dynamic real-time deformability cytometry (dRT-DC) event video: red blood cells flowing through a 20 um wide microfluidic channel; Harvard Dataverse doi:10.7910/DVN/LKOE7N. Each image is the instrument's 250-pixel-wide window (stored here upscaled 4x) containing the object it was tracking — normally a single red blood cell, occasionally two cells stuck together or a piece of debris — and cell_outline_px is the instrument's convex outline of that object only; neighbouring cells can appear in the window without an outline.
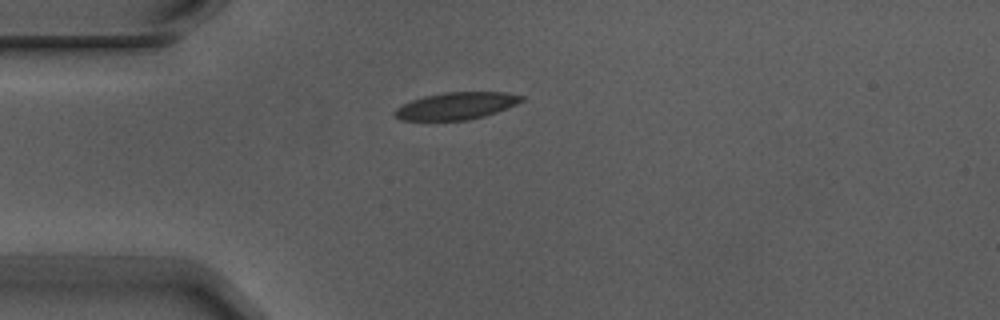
{"species": "Egyptian fruit bat (a non-hibernating species)", "species_latin": "Rousettus aegyptiacus", "temperature_condition": "warm", "stored_images_in_passage": 4, "camera_frame_rate_fps": 3000, "um_per_image_px": 0.085, "animal": {"sex": "male"}, "frame": {"image": 1, "passage_image": 1, "time_ms": 0.0, "image_size_px": [1000, 320], "cell_outline_px": [[524, 100], [508, 108], [484, 116], [468, 120], [400, 120], [392, 116], [392, 112], [396, 108], [412, 100], [424, 96], [444, 92], [504, 92], [524, 96]], "centroid_in_image_um": [38.76, 9.0], "position_along_channel_um": 46.2, "area_um2": 20.11}}
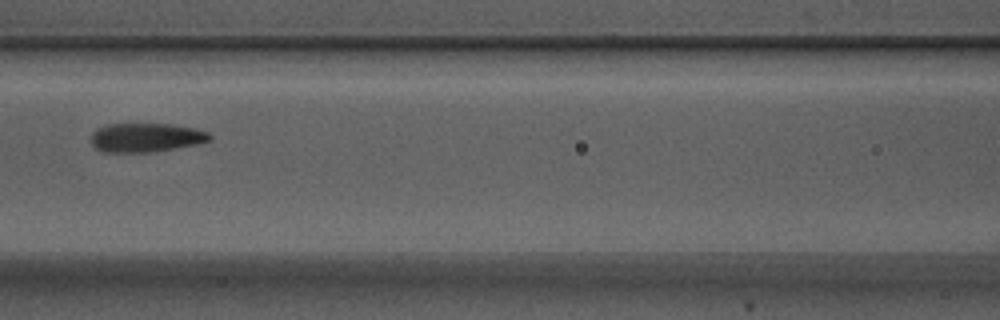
{"frame": {"image": 2, "passage_image": 4, "time_ms": 1.0, "image_size_px": [1000, 320], "cell_outline_px": [[212, 140], [200, 144], [148, 152], [100, 152], [92, 144], [92, 132], [96, 128], [108, 124], [172, 124], [196, 128], [208, 132], [212, 136]], "centroid_in_image_um": [12.43, 11.69], "position_along_channel_um": 154.2, "area_um2": 20.17}}